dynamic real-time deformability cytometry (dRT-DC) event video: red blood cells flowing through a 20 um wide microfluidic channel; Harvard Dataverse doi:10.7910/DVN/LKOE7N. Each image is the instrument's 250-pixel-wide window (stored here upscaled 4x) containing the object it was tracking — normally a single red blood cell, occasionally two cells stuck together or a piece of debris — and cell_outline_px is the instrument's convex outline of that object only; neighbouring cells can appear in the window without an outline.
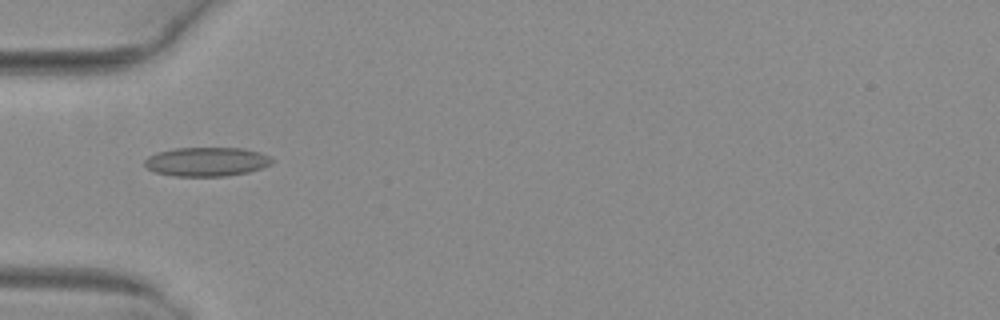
{"species": "common noctule bat (a hibernating species)", "species_latin": "Nyctalus noctula", "temperature_condition": "warm", "stored_images_in_passage": 5, "camera_frame_rate_fps": 3000, "um_per_image_px": 0.085, "animal": {"sex": "female", "body_mass_g": 29.2, "forearm_length_mm": 56.3}, "frame": {"image": 1, "passage_image": 2, "time_ms": 0.333, "image_size_px": [1000, 320], "cell_outline_px": [[276, 160], [272, 164], [248, 172], [224, 176], [172, 176], [156, 172], [148, 168], [144, 164], [144, 160], [148, 156], [156, 152], [176, 148], [244, 148], [260, 152]], "centroid_in_image_um": [17.57, 13.74], "position_along_channel_um": 67.4, "area_um2": 21.62}}